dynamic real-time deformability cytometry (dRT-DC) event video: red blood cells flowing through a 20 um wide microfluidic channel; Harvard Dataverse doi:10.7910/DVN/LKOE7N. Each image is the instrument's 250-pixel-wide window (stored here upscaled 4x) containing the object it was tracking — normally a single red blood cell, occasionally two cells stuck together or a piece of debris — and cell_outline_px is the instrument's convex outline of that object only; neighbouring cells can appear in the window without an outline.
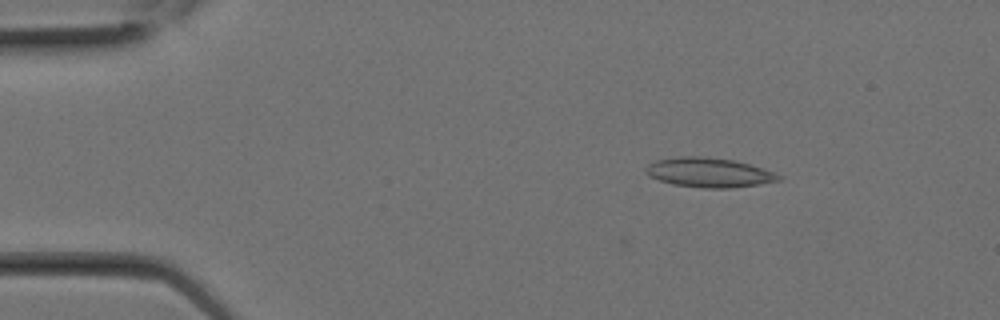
{"species": "Egyptian fruit bat (a non-hibernating species)", "species_latin": "Rousettus aegyptiacus", "temperature_condition": "room temperature", "stored_images_in_passage": 2, "camera_frame_rate_fps": 3000, "um_per_image_px": 0.085, "animal": {"sex": "female"}, "frame": {"image": 1, "passage_image": 2, "time_ms": 0.333, "image_size_px": [1000, 320], "cell_outline_px": [[784, 176], [780, 180], [760, 184], [732, 188], [704, 188], [672, 184], [648, 176], [644, 168], [648, 164], [656, 160], [680, 156], [704, 156], [732, 160], [748, 164]], "centroid_in_image_um": [60.23, 14.66], "position_along_channel_um": 24.8, "area_um2": 22.77}}